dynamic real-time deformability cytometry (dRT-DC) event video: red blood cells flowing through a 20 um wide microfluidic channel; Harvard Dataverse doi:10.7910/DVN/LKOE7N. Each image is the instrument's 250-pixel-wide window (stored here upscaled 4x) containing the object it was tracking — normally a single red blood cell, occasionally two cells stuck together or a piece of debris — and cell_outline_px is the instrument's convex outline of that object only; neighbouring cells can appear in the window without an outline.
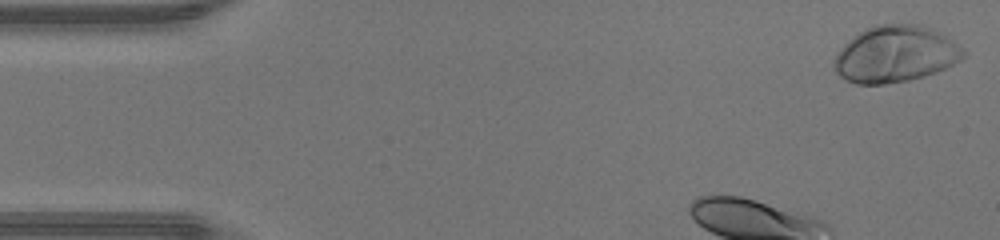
{"species": "human", "species_latin": "Homo sapiens", "temperature_condition": "warm", "stored_images_in_passage": 34, "camera_frame_rate_fps": 3000, "um_per_image_px": 0.085, "donor": {"sex": "male"}, "frame": {"image": 1, "passage_image": 1, "time_ms": 0.0, "image_size_px": [1000, 240], "cell_outline_px": [[964, 56], [960, 60], [936, 72], [924, 76], [908, 80], [884, 84], [856, 84], [840, 76], [832, 68], [832, 60], [844, 44], [852, 36], [876, 24], [920, 24], [932, 28], [952, 40], [964, 48]], "centroid_in_image_um": [76.08, 4.6], "position_along_channel_um": 8.9, "area_um2": 42.54}}
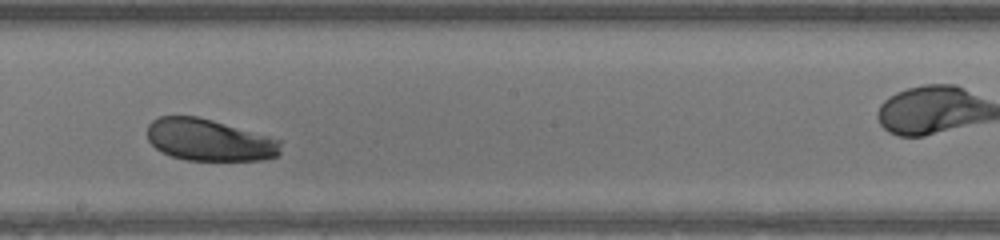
{"frame": {"image": 2, "passage_image": 21, "time_ms": 6.667, "image_size_px": [1000, 240], "cell_outline_px": [[284, 140], [280, 152], [276, 156], [264, 160], [188, 160], [172, 156], [160, 152], [148, 140], [148, 124], [152, 120], [160, 116], [196, 116], [212, 120]], "centroid_in_image_um": [17.81, 11.9], "position_along_channel_um": 230.4, "area_um2": 32.71}}
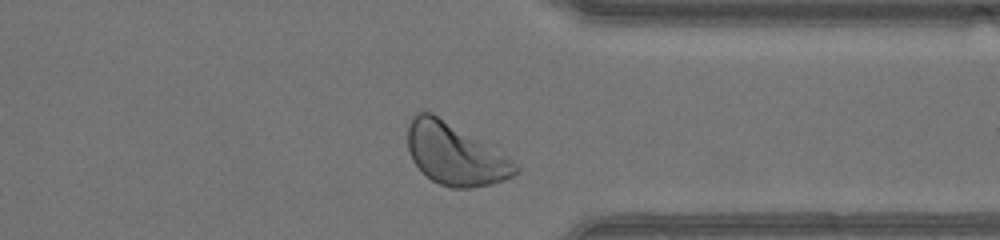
{"frame": {"image": 3, "passage_image": 31, "time_ms": 10.0, "image_size_px": [1000, 240], "cell_outline_px": [[520, 172], [504, 180], [492, 184], [468, 188], [452, 188], [440, 184], [432, 180], [412, 160], [408, 148], [408, 124], [412, 116], [416, 112], [432, 112], [516, 164], [520, 168]], "centroid_in_image_um": [38.62, 13.13], "position_along_channel_um": 372.8, "area_um2": 37.51}}